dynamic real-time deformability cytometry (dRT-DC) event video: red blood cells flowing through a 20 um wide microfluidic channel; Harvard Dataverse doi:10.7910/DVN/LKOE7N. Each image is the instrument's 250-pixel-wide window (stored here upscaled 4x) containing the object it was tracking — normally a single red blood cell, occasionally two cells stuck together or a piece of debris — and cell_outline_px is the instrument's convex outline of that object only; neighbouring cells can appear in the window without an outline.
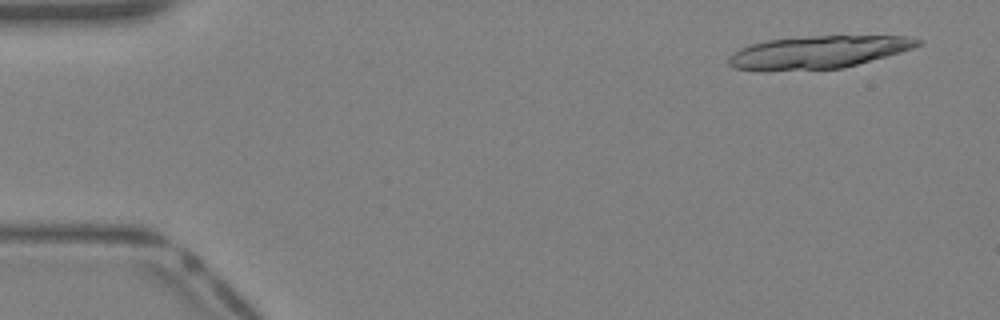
{"species": "Egyptian fruit bat (a non-hibernating species)", "species_latin": "Rousettus aegyptiacus", "temperature_condition": "warm", "stored_images_in_passage": 11, "camera_frame_rate_fps": 3000, "um_per_image_px": 0.085, "animal": {"sex": "female"}, "frame": {"image": 1, "passage_image": 2, "time_ms": 0.333, "image_size_px": [1000, 320], "cell_outline_px": [[924, 44], [900, 52], [844, 68], [732, 68], [728, 64], [728, 56], [732, 52], [740, 48], [764, 40], [812, 36], [908, 36], [924, 40]], "centroid_in_image_um": [69.64, 4.38], "position_along_channel_um": 15.4, "area_um2": 34.91}}